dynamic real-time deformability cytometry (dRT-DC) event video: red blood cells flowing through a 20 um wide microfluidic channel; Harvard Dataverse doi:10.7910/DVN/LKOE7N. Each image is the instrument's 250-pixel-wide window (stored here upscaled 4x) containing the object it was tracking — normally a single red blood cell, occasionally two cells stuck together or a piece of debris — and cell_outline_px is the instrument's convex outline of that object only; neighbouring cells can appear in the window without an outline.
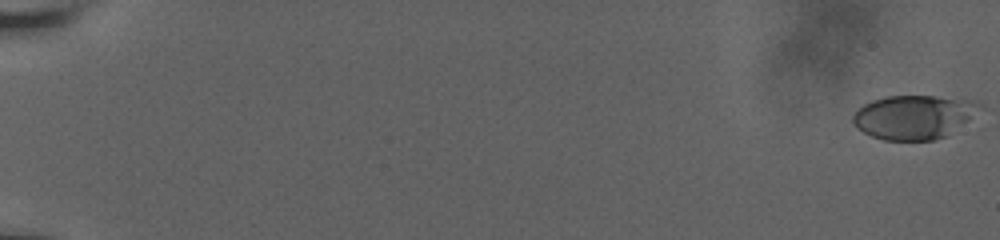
{"species": "human", "species_latin": "Homo sapiens", "temperature_condition": "room temperature", "stored_images_in_passage": 59, "camera_frame_rate_fps": 3000, "um_per_image_px": 0.085, "donor": {"sex": "male"}, "frame": {"image": 1, "passage_image": 1, "time_ms": 0.0, "image_size_px": [1000, 240], "cell_outline_px": [[984, 108], [948, 136], [932, 140], [884, 140], [872, 136], [856, 128], [852, 120], [852, 116], [864, 104], [872, 100], [888, 96], [936, 96], [976, 100], [984, 104]], "centroid_in_image_um": [77.74, 9.94], "position_along_channel_um": 7.3, "area_um2": 32.77}}
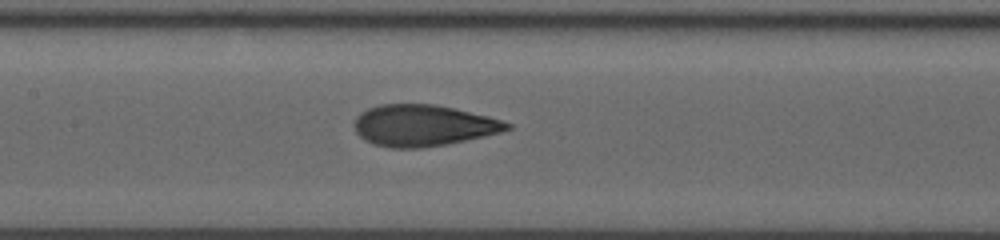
{"frame": {"image": 2, "passage_image": 32, "time_ms": 10.333, "image_size_px": [1000, 240], "cell_outline_px": [[512, 128], [500, 132], [484, 136], [444, 144], [420, 148], [388, 148], [372, 144], [364, 140], [356, 132], [352, 124], [356, 116], [360, 112], [368, 108], [380, 104], [436, 104], [488, 116], [512, 124]], "centroid_in_image_um": [35.91, 10.66], "position_along_channel_um": 171.5, "area_um2": 36.88}}
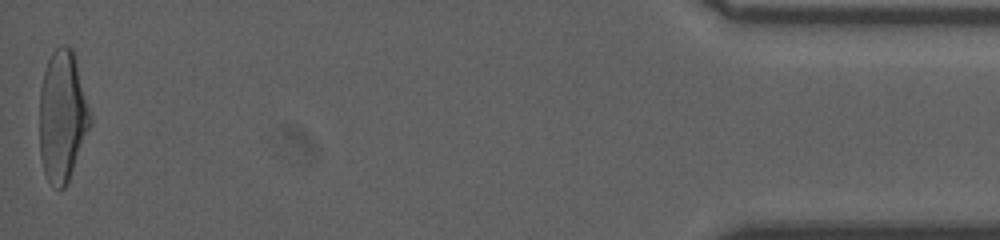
{"frame": {"image": 3, "passage_image": 59, "time_ms": 19.333, "image_size_px": [1000, 240], "cell_outline_px": [[92, 124], [68, 180], [64, 188], [56, 188], [48, 180], [44, 172], [40, 156], [40, 88], [44, 72], [48, 60], [52, 52], [60, 44], [64, 44], [72, 48], [76, 56], [92, 120]], "centroid_in_image_um": [5.31, 9.84], "position_along_channel_um": 429.9, "area_um2": 38.78}, "authors_computed_cell_mechanics": {"area_um2": 36.414, "velocity_mm_per_s": 3.8005, "shape_relaxation_time_tau1_ms": 5.0398, "shape_relaxation_time_tau2_ms": 1.1465, "deformation_change_tau1": 0.2031, "deformation_change_tau2": 0.0794}}